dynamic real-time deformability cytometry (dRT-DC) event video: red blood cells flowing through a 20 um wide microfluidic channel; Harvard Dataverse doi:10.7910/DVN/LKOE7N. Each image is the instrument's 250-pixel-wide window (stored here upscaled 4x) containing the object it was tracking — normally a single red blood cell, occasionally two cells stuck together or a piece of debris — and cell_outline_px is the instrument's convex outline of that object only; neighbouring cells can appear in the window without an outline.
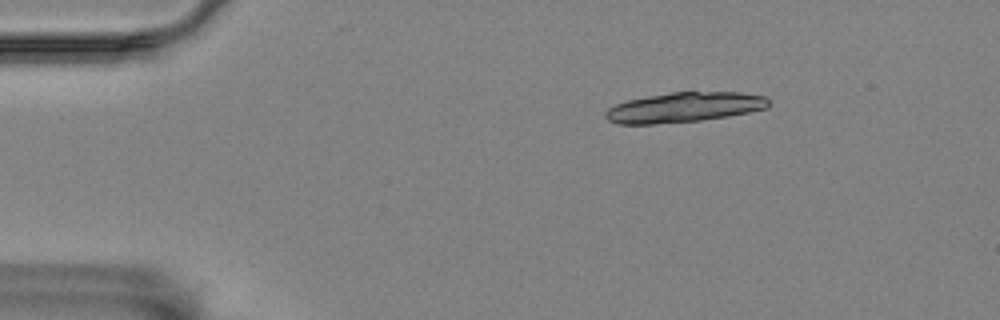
{"species": "Egyptian fruit bat (a non-hibernating species)", "species_latin": "Rousettus aegyptiacus", "temperature_condition": "room temperature", "stored_images_in_passage": 4, "segment_of_instrument_passage": [1, 2], "camera_frame_rate_fps": 3000, "um_per_image_px": 0.085, "animal": {"sex": "female"}, "frame": {"image": 1, "passage_image": 1, "time_ms": 0.0, "image_size_px": [1000, 320], "cell_outline_px": [[768, 108], [728, 116], [700, 120], [652, 124], [616, 124], [608, 120], [604, 116], [604, 112], [608, 108], [616, 104], [628, 100], [648, 96], [672, 92], [740, 92], [764, 96], [768, 100]], "centroid_in_image_um": [58.12, 9.12], "position_along_channel_um": 26.9, "area_um2": 28.32}}